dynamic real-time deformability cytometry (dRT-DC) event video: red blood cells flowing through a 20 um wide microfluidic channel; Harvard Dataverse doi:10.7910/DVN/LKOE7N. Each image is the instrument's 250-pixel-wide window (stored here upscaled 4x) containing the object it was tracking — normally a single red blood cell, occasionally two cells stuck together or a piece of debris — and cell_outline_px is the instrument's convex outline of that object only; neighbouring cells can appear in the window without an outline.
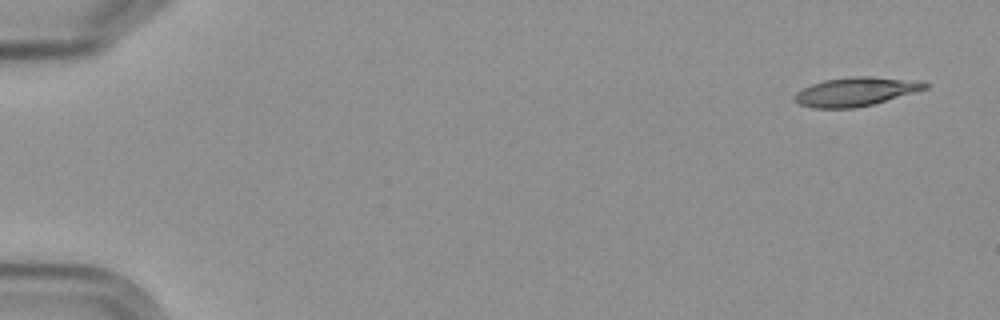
{"species": "Egyptian fruit bat (a non-hibernating species)", "species_latin": "Rousettus aegyptiacus", "temperature_condition": "cold", "stored_images_in_passage": 15, "camera_frame_rate_fps": 3000, "um_per_image_px": 0.085, "frame": {"image": 1, "passage_image": 1, "time_ms": 0.0, "image_size_px": [1000, 320], "cell_outline_px": [[932, 84], [928, 88], [872, 104], [856, 108], [812, 108], [800, 104], [792, 100], [792, 96], [796, 92], [812, 84], [824, 80], [852, 76], [872, 76], [920, 80]], "centroid_in_image_um": [72.74, 7.78], "position_along_channel_um": 12.3, "area_um2": 22.08}}
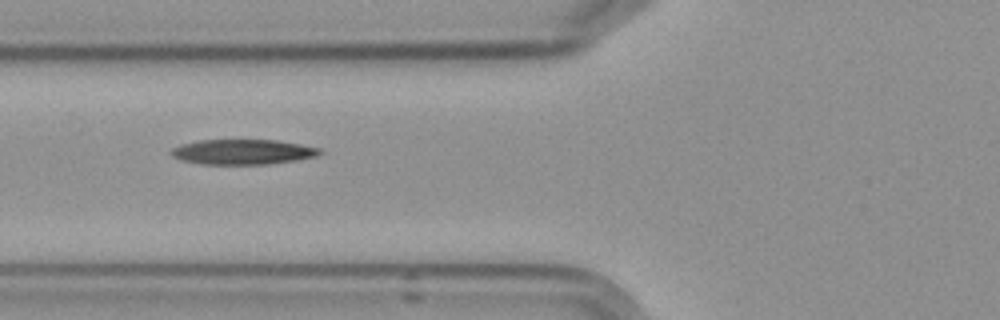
{"frame": {"image": 2, "passage_image": 6, "time_ms": 6.667, "image_size_px": [1000, 320], "cell_outline_px": [[324, 152], [316, 156], [296, 160], [268, 164], [200, 164], [180, 160], [172, 156], [168, 152], [172, 148], [180, 144], [200, 140], [276, 140], [300, 144], [320, 148]], "centroid_in_image_um": [20.6, 12.91], "position_along_channel_um": 105.2, "area_um2": 21.85}}
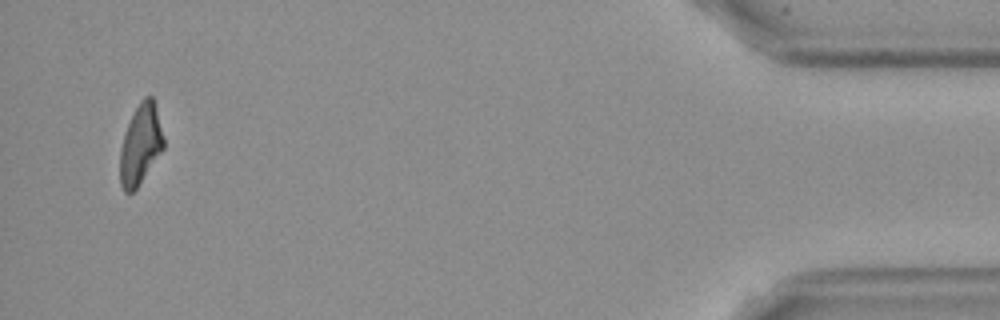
{"frame": {"image": 3, "passage_image": 15, "time_ms": 17.667, "image_size_px": [1000, 320], "cell_outline_px": [[164, 148], [136, 188], [132, 192], [124, 192], [120, 184], [120, 148], [128, 124], [140, 100], [144, 96], [152, 96], [156, 108], [164, 136]], "centroid_in_image_um": [11.95, 12.28], "position_along_channel_um": 423.3, "area_um2": 20.06}, "authors_computed_cell_mechanics": {"area_um2": 21.8484, "velocity_mm_per_s": 3.5542, "shape_relaxation_time_tau1_ms": 8.625, "shape_relaxation_time_tau2_ms": 5.5041, "deformation_change_tau1": 0.2362, "deformation_change_tau2": 0.1439}}